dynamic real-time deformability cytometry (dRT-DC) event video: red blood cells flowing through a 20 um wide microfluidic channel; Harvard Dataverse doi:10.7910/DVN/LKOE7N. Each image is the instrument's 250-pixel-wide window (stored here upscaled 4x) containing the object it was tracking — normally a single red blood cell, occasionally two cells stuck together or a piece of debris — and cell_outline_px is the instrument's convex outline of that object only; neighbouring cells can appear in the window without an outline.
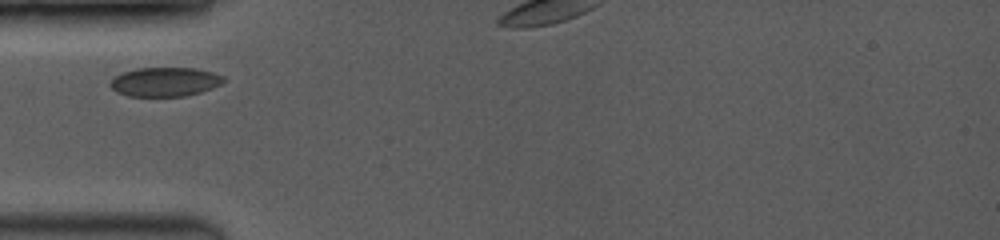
{"species": "common noctule bat (a hibernating species)", "species_latin": "Nyctalus noctula", "temperature_condition": "room temperature", "stored_images_in_passage": 18, "camera_frame_rate_fps": 3500, "um_per_image_px": 0.085, "animal": {"sex": "female", "body_mass_g": 19.0, "forearm_length_mm": 53.3}, "frame": {"image": 1, "passage_image": 1, "time_ms": 0.0, "image_size_px": [1000, 240], "cell_outline_px": [[224, 80], [220, 84], [212, 88], [200, 92], [184, 96], [128, 96], [116, 92], [108, 84], [120, 72], [136, 68], [196, 68], [212, 72], [224, 76]], "centroid_in_image_um": [13.99, 6.95], "position_along_channel_um": 71.0, "area_um2": 19.25}}
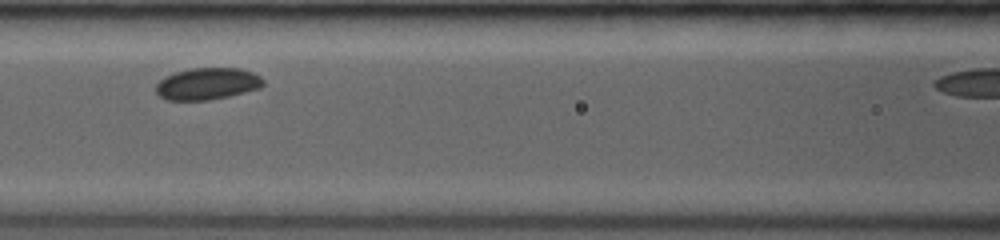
{"frame": {"image": 2, "passage_image": 11, "time_ms": 2.0, "image_size_px": [1000, 240], "cell_outline_px": [[264, 84], [260, 88], [228, 96], [208, 100], [164, 100], [156, 92], [156, 84], [164, 76], [176, 72], [192, 68], [240, 68], [252, 72], [260, 76], [264, 80]], "centroid_in_image_um": [17.61, 7.12], "position_along_channel_um": 149.0, "area_um2": 19.94}}
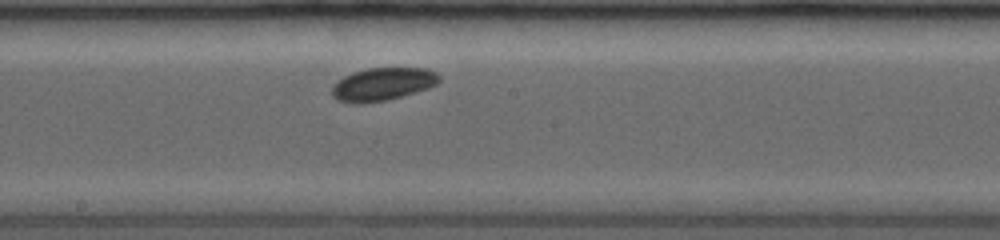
{"frame": {"image": 3, "passage_image": 17, "time_ms": 3.714, "image_size_px": [1000, 240], "cell_outline_px": [[440, 80], [436, 84], [428, 88], [416, 92], [388, 100], [364, 104], [352, 104], [336, 100], [332, 96], [332, 84], [336, 80], [352, 72], [368, 68], [428, 68], [436, 72], [440, 76]], "centroid_in_image_um": [32.49, 7.16], "position_along_channel_um": 215.7, "area_um2": 20.98}}